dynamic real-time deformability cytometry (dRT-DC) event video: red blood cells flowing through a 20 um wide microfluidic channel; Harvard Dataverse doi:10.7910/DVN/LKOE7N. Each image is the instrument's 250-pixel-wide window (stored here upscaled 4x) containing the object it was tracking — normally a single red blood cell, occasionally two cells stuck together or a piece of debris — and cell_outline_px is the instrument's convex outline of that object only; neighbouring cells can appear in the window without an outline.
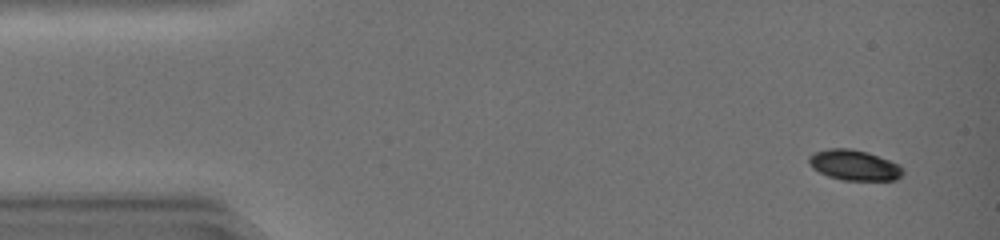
{"species": "common noctule bat (a hibernating species)", "species_latin": "Nyctalus noctula", "temperature_condition": "warm", "stored_images_in_passage": 44, "camera_frame_rate_fps": 3000, "um_per_image_px": 0.085, "animal": {"sex": "female", "body_mass_g": 19.0, "forearm_length_mm": 51.5}, "frame": {"image": 1, "passage_image": 3, "time_ms": 0.667, "image_size_px": [1000, 240], "cell_outline_px": [[904, 172], [896, 180], [840, 180], [828, 176], [812, 168], [808, 164], [808, 156], [816, 152], [828, 148], [848, 148], [868, 152], [900, 164], [904, 168]], "centroid_in_image_um": [72.61, 14.04], "position_along_channel_um": 12.4, "area_um2": 16.82}}
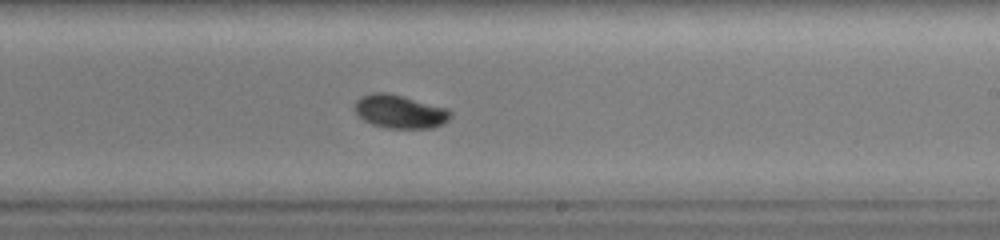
{"frame": {"image": 2, "passage_image": 27, "time_ms": 8.667, "image_size_px": [1000, 240], "cell_outline_px": [[452, 116], [444, 124], [432, 128], [388, 128], [372, 124], [364, 120], [356, 112], [356, 100], [372, 92], [384, 92], [448, 108], [452, 112]], "centroid_in_image_um": [34.04, 9.5], "position_along_channel_um": 255.0, "area_um2": 18.38}}
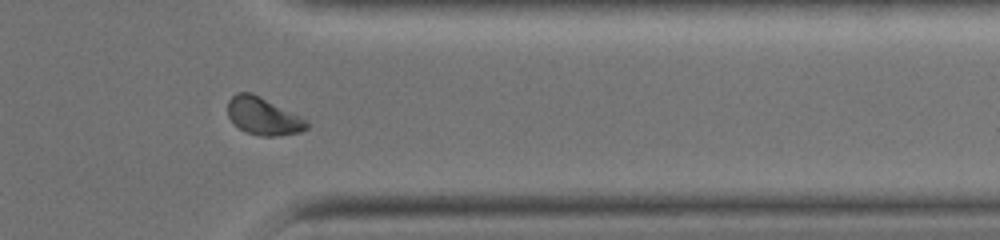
{"frame": {"image": 3, "passage_image": 36, "time_ms": 11.667, "image_size_px": [1000, 240], "cell_outline_px": [[308, 128], [300, 132], [280, 136], [260, 136], [248, 132], [232, 124], [228, 116], [228, 100], [236, 92], [252, 92], [308, 120]], "centroid_in_image_um": [22.37, 9.87], "position_along_channel_um": 389.0, "area_um2": 17.34}, "authors_computed_cell_mechanics": {"area_um2": 17.918, "velocity_mm_per_s": 4.445, "shape_relaxation_time_tau1_ms": 3.3763, "shape_relaxation_time_tau2_ms": null, "deformation_change_tau1": 0.1371, "deformation_change_tau2": null}}